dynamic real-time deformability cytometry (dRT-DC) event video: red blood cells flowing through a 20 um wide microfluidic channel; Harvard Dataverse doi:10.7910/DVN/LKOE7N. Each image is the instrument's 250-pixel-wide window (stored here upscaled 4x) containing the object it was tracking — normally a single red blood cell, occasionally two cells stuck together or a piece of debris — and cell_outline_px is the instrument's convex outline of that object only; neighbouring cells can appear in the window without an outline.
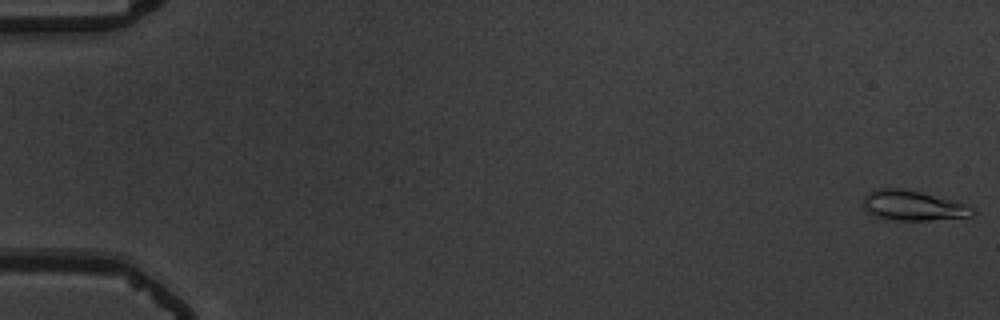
{"species": "common noctule bat (a hibernating species)", "species_latin": "Nyctalus noctula", "temperature_condition": "warm", "stored_images_in_passage": 14, "camera_frame_rate_fps": 3000, "um_per_image_px": 0.085, "animal": {"sex": "male", "body_mass_g": 19.5, "forearm_length_mm": 54.6}, "frame": {"image": 1, "passage_image": 1, "time_ms": 0.0, "image_size_px": [1000, 320], "cell_outline_px": [[976, 212], [972, 216], [928, 220], [896, 220], [876, 216], [868, 212], [864, 208], [864, 196], [868, 192], [876, 188], [900, 188], [920, 192], [964, 204], [972, 208]], "centroid_in_image_um": [77.56, 17.47], "position_along_channel_um": 7.4, "area_um2": 18.73}}